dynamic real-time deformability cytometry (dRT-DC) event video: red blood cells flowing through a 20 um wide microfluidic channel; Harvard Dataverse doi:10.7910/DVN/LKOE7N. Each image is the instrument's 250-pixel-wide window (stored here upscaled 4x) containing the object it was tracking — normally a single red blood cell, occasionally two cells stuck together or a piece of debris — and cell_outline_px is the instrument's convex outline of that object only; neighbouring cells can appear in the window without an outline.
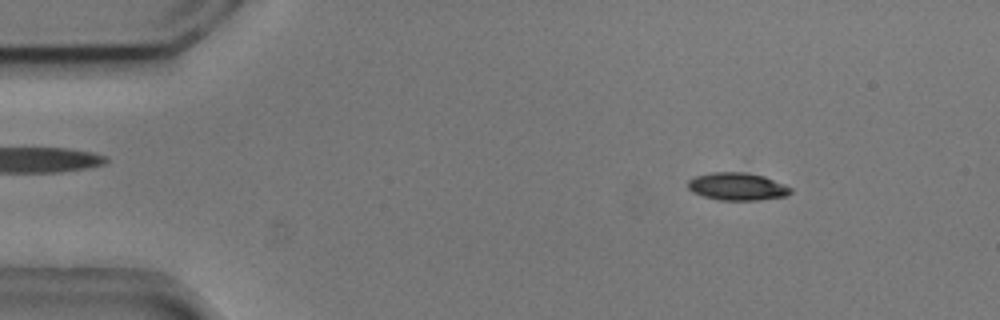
{"species": "common noctule bat (a hibernating species)", "species_latin": "Nyctalus noctula", "temperature_condition": "cold", "stored_images_in_passage": 4, "camera_frame_rate_fps": 3000, "um_per_image_px": 0.085, "animal": {"sex": "male", "body_mass_g": 20.5, "forearm_length_mm": 52.5}, "frame": {"image": 1, "passage_image": 2, "time_ms": 0.333, "image_size_px": [1000, 320], "cell_outline_px": [[792, 192], [788, 196], [760, 200], [716, 200], [692, 192], [688, 188], [688, 180], [696, 176], [712, 172], [748, 172], [764, 176], [792, 188]], "centroid_in_image_um": [62.68, 15.86], "position_along_channel_um": 22.3, "area_um2": 16.65}}